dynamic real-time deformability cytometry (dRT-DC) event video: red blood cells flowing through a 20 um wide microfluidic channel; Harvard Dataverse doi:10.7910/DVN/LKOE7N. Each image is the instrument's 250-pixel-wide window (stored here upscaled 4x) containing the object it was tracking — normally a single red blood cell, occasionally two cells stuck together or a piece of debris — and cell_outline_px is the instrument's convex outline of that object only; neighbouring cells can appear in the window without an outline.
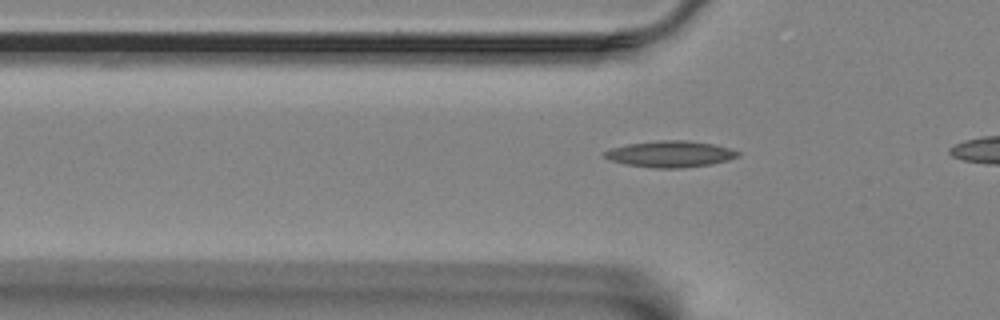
{"species": "Egyptian fruit bat (a non-hibernating species)", "species_latin": "Rousettus aegyptiacus", "temperature_condition": "room temperature", "stored_images_in_passage": 11, "camera_frame_rate_fps": 3000, "um_per_image_px": 0.085, "animal": {"sex": "female"}, "frame": {"image": 1, "passage_image": 4, "time_ms": 1.0, "image_size_px": [1000, 320], "cell_outline_px": [[740, 156], [728, 160], [708, 164], [680, 168], [652, 168], [624, 164], [612, 160], [604, 156], [604, 152], [612, 148], [628, 144], [656, 140], [688, 140], [712, 144], [732, 148], [740, 152]], "centroid_in_image_um": [57.0, 13.08], "position_along_channel_um": 68.8, "area_um2": 20.4}}
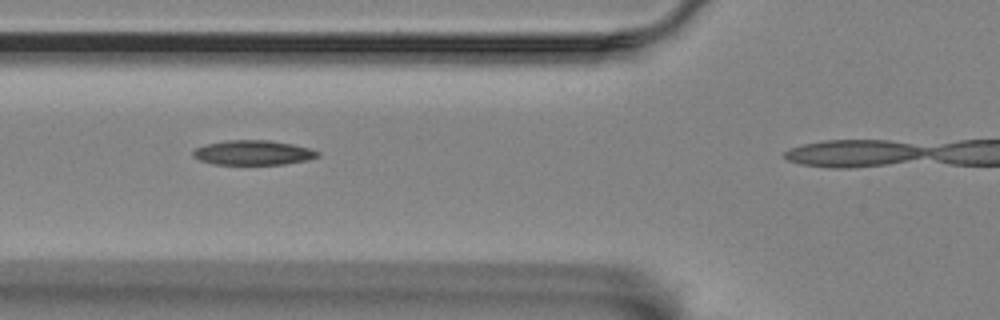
{"frame": {"image": 2, "passage_image": 7, "time_ms": 2.0, "image_size_px": [1000, 320], "cell_outline_px": [[320, 156], [308, 160], [284, 164], [216, 164], [200, 160], [192, 156], [192, 152], [196, 148], [208, 144], [228, 140], [268, 140], [292, 144], [308, 148], [320, 152]], "centroid_in_image_um": [21.54, 12.98], "position_along_channel_um": 104.3, "area_um2": 17.74}}
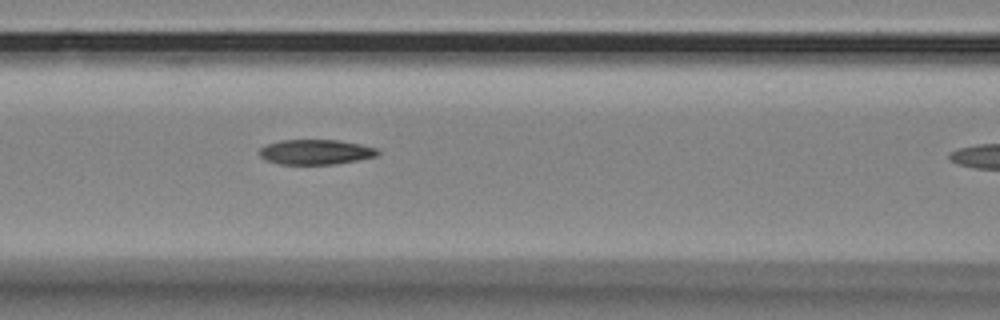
{"frame": {"image": 3, "passage_image": 10, "time_ms": 3.0, "image_size_px": [1000, 320], "cell_outline_px": [[380, 152], [376, 156], [336, 164], [280, 164], [268, 160], [260, 156], [260, 148], [268, 144], [280, 140], [336, 140], [360, 144], [376, 148]], "centroid_in_image_um": [26.84, 12.92], "position_along_channel_um": 139.8, "area_um2": 16.99}}